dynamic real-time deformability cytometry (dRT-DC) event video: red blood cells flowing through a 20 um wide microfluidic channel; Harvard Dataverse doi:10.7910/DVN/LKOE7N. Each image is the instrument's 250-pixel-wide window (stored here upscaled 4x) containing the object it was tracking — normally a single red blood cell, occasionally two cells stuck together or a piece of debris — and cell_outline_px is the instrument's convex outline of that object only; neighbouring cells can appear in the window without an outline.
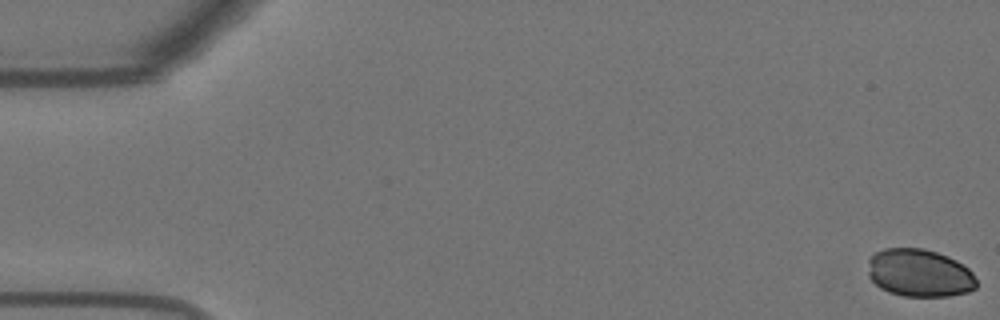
{"species": "Egyptian fruit bat (a non-hibernating species)", "species_latin": "Rousettus aegyptiacus", "temperature_condition": "warm", "stored_images_in_passage": 56, "camera_frame_rate_fps": 3000, "um_per_image_px": 0.085, "animal": {"sex": "female"}, "frame": {"image": 1, "passage_image": 1, "time_ms": 0.0, "image_size_px": [1000, 320], "cell_outline_px": [[976, 288], [968, 292], [948, 296], [904, 296], [888, 292], [880, 288], [868, 276], [868, 260], [876, 252], [884, 248], [924, 248], [948, 256], [956, 260], [968, 268], [972, 272], [976, 280]], "centroid_in_image_um": [78.15, 23.2], "position_along_channel_um": 6.9, "area_um2": 30.35}}
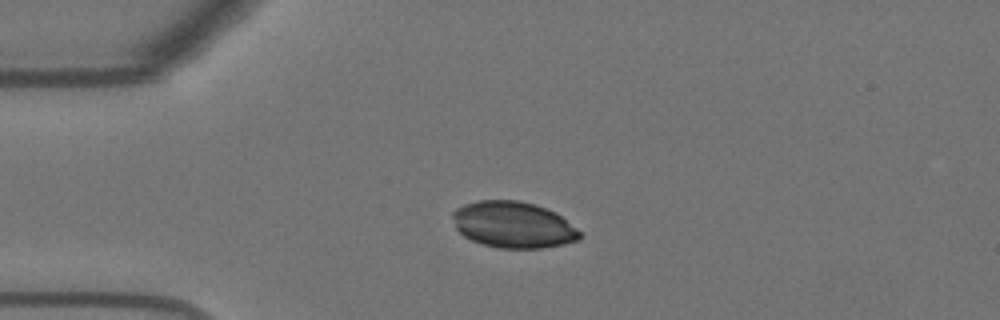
{"frame": {"image": 2, "passage_image": 14, "time_ms": 4.333, "image_size_px": [1000, 320], "cell_outline_px": [[580, 240], [564, 244], [544, 248], [496, 248], [472, 240], [464, 236], [456, 228], [452, 216], [452, 212], [456, 208], [464, 204], [476, 200], [516, 200], [532, 204], [556, 212], [576, 228], [580, 232]], "centroid_in_image_um": [43.61, 19.11], "position_along_channel_um": 41.4, "area_um2": 34.28}}